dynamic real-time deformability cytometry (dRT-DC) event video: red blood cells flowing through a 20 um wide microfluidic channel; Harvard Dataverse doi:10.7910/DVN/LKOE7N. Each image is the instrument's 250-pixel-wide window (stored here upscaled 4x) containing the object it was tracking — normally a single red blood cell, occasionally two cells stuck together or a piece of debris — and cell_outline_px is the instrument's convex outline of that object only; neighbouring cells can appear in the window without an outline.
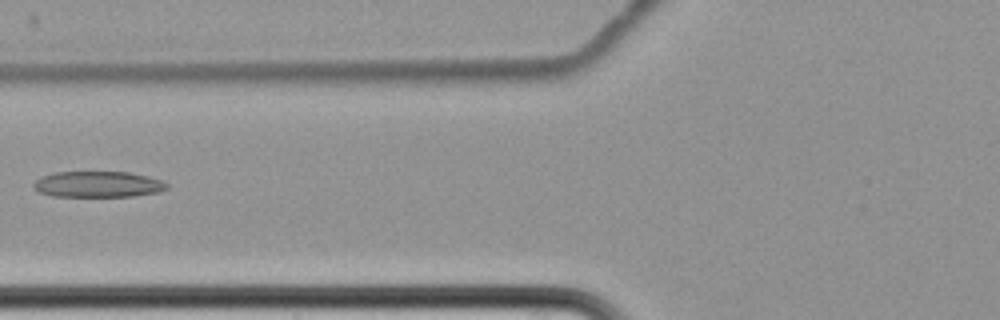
{"species": "common noctule bat (a hibernating species)", "species_latin": "Nyctalus noctula", "temperature_condition": "cold", "stored_images_in_passage": 3, "camera_frame_rate_fps": 3000, "um_per_image_px": 0.085, "animal": {"sex": "female", "body_mass_g": 22.7, "forearm_length_mm": 54.2}, "frame": {"image": 1, "passage_image": 3, "time_ms": 3.333, "image_size_px": [1000, 320], "cell_outline_px": [[168, 188], [160, 192], [132, 196], [52, 196], [40, 192], [32, 188], [32, 184], [40, 176], [56, 172], [128, 172], [148, 176], [160, 180], [168, 184]], "centroid_in_image_um": [8.31, 15.66], "position_along_channel_um": 117.5, "area_um2": 20.23}}